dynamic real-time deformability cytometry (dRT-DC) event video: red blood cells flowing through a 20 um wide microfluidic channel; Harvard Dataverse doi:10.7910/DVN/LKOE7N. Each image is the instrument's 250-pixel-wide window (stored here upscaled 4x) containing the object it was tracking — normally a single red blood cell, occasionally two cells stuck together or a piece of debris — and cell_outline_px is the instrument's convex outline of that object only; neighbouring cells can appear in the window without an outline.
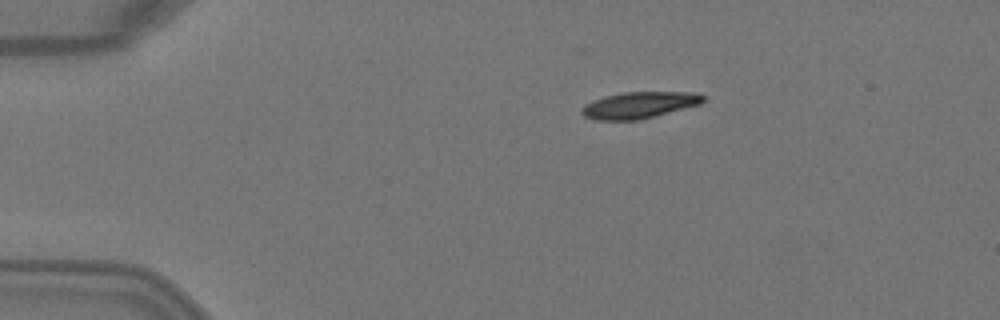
{"species": "Egyptian fruit bat (a non-hibernating species)", "species_latin": "Rousettus aegyptiacus", "temperature_condition": "warm", "stored_images_in_passage": 3, "camera_frame_rate_fps": 3000, "um_per_image_px": 0.085, "animal": {"sex": "female"}, "frame": {"image": 1, "passage_image": 1, "time_ms": 0.0, "image_size_px": [1000, 320], "cell_outline_px": [[704, 100], [700, 104], [656, 116], [640, 120], [596, 120], [584, 116], [580, 112], [580, 108], [584, 104], [592, 100], [604, 96], [620, 92], [700, 92], [704, 96]], "centroid_in_image_um": [54.31, 8.93], "position_along_channel_um": 30.7, "area_um2": 19.02}}
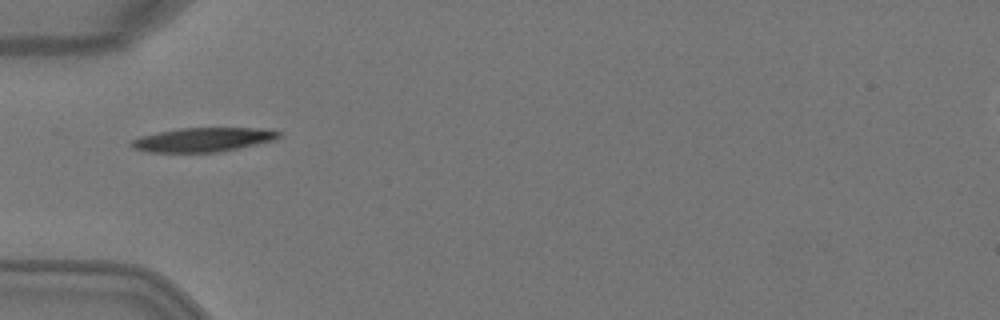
{"frame": {"image": 2, "passage_image": 3, "time_ms": 0.667, "image_size_px": [1000, 320], "cell_outline_px": [[280, 136], [276, 140], [240, 148], [220, 152], [148, 152], [132, 148], [128, 144], [132, 140], [140, 136], [180, 128], [268, 128], [280, 132]], "centroid_in_image_um": [17.29, 11.87], "position_along_channel_um": 67.7, "area_um2": 20.87}}